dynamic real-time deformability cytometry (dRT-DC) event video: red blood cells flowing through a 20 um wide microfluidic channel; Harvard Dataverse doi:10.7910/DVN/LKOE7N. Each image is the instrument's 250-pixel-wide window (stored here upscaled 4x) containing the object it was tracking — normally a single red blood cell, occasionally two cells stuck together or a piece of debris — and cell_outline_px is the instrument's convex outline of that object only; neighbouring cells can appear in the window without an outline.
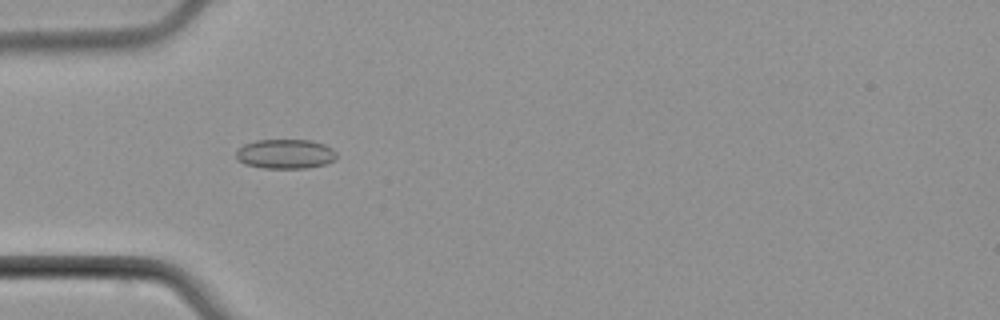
{"species": "common noctule bat (a hibernating species)", "species_latin": "Nyctalus noctula", "temperature_condition": "cold", "stored_images_in_passage": 5, "camera_frame_rate_fps": 3000, "um_per_image_px": 0.085, "animal": {"sex": "male", "body_mass_g": 21.5, "forearm_length_mm": 52.0}, "frame": {"image": 1, "passage_image": 5, "time_ms": 5.333, "image_size_px": [1000, 320], "cell_outline_px": [[336, 156], [332, 160], [324, 164], [304, 168], [264, 168], [244, 164], [236, 160], [236, 152], [244, 144], [256, 140], [312, 140], [324, 144], [332, 148], [336, 152]], "centroid_in_image_um": [24.22, 13.08], "position_along_channel_um": 60.8, "area_um2": 17.22}}